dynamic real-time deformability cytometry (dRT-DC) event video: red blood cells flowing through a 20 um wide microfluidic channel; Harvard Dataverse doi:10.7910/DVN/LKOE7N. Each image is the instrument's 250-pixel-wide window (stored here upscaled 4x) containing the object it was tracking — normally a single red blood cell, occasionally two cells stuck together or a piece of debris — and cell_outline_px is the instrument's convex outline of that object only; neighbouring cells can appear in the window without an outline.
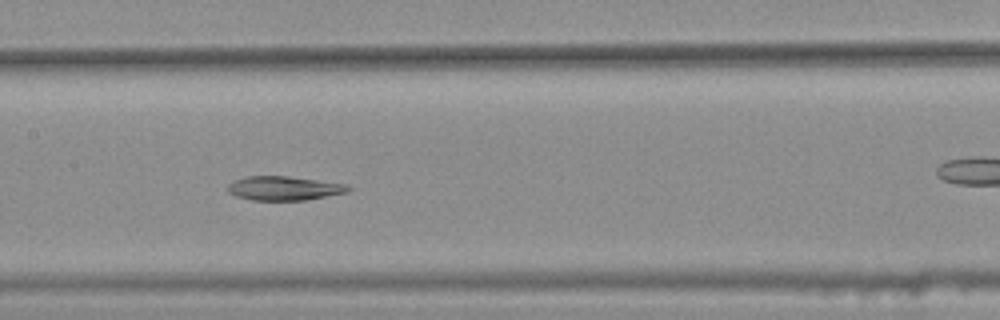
{"species": "common noctule bat (a hibernating species)", "species_latin": "Nyctalus noctula", "temperature_condition": "warm", "stored_images_in_passage": 46, "segment_of_instrument_passage": [2, 2], "camera_frame_rate_fps": 3000, "um_per_image_px": 0.085, "animal": {"sex": "female", "body_mass_g": 25.1}, "frame": {"image": 1, "passage_image": 26, "time_ms": 8.333, "image_size_px": [1000, 320], "cell_outline_px": [[352, 188], [348, 192], [308, 200], [252, 200], [236, 196], [228, 192], [228, 184], [232, 180], [248, 176], [288, 176], [348, 184]], "centroid_in_image_um": [24.16, 16.0], "position_along_channel_um": 183.2, "area_um2": 17.05}}
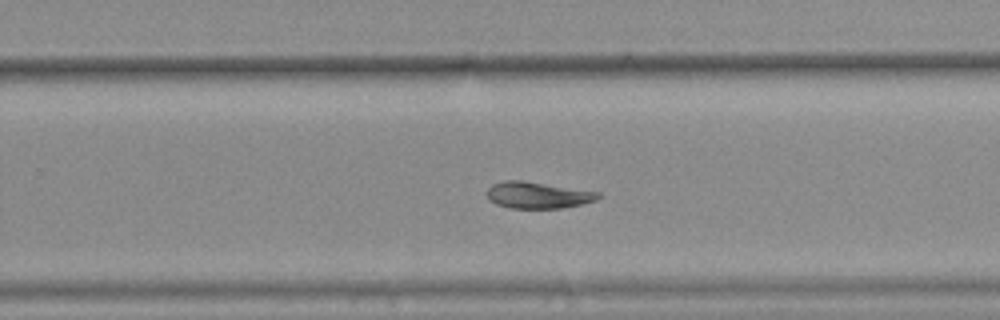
{"frame": {"image": 2, "passage_image": 34, "time_ms": 11.0, "image_size_px": [1000, 320], "cell_outline_px": [[600, 196], [596, 200], [580, 204], [560, 208], [508, 208], [496, 204], [488, 200], [488, 188], [492, 184], [504, 180], [520, 180], [600, 192]], "centroid_in_image_um": [45.67, 16.58], "position_along_channel_um": 284.1, "area_um2": 17.05}}
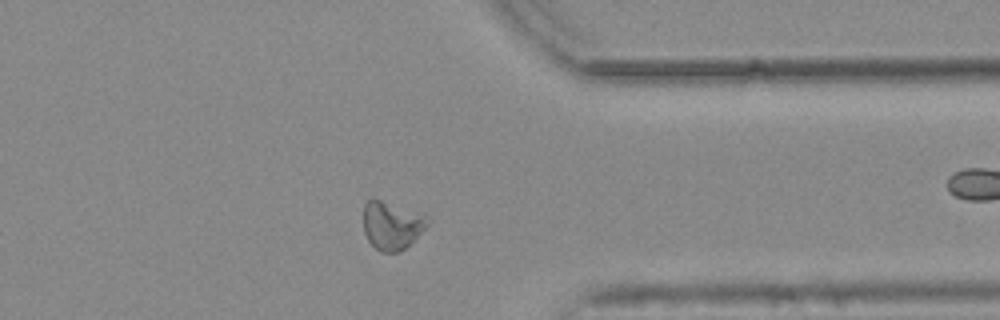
{"frame": {"image": 3, "passage_image": 42, "time_ms": 13.667, "image_size_px": [1000, 320], "cell_outline_px": [[432, 220], [400, 252], [380, 252], [368, 240], [364, 232], [364, 204], [372, 196], [424, 216]], "centroid_in_image_um": [33.24, 19.15], "position_along_channel_um": 378.2, "area_um2": 17.57}}